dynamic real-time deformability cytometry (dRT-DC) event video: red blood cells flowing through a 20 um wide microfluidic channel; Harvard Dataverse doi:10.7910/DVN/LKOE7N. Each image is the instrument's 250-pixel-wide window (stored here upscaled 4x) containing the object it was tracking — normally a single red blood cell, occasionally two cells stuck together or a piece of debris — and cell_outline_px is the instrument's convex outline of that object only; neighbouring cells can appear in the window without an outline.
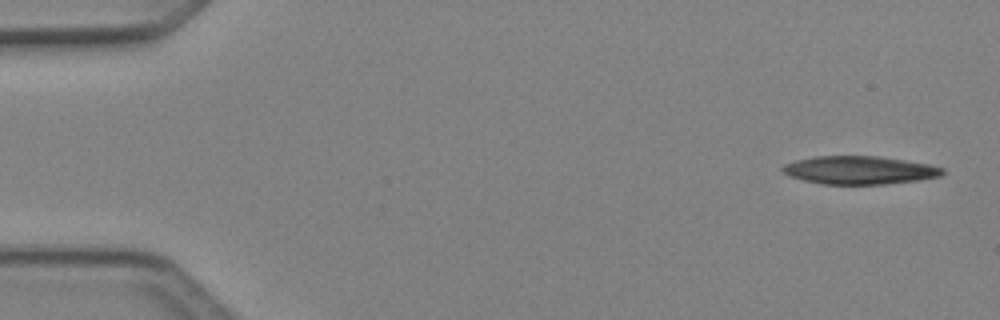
{"species": "Egyptian fruit bat (a non-hibernating species)", "species_latin": "Rousettus aegyptiacus", "temperature_condition": "cold", "stored_images_in_passage": 7, "camera_frame_rate_fps": 3000, "um_per_image_px": 0.085, "animal": {"sex": "female"}, "frame": {"image": 1, "passage_image": 1, "time_ms": 0.0, "image_size_px": [1000, 320], "cell_outline_px": [[944, 172], [940, 176], [916, 180], [884, 184], [824, 184], [804, 180], [792, 176], [784, 172], [780, 168], [784, 164], [796, 160], [816, 156], [876, 156], [904, 160], [928, 164], [944, 168]], "centroid_in_image_um": [73.05, 14.46], "position_along_channel_um": 12.0, "area_um2": 25.89}}
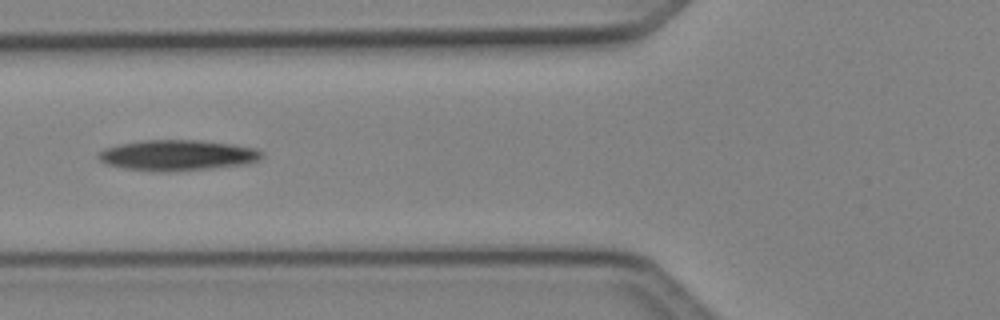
{"frame": {"image": 2, "passage_image": 6, "time_ms": 1.667, "image_size_px": [1000, 320], "cell_outline_px": [[264, 156], [256, 160], [244, 164], [212, 168], [168, 172], [152, 172], [124, 168], [108, 164], [100, 160], [96, 156], [104, 148], [120, 144], [140, 140], [200, 140], [232, 144], [256, 148], [264, 152]], "centroid_in_image_um": [15.07, 13.2], "position_along_channel_um": 110.7, "area_um2": 29.3}}
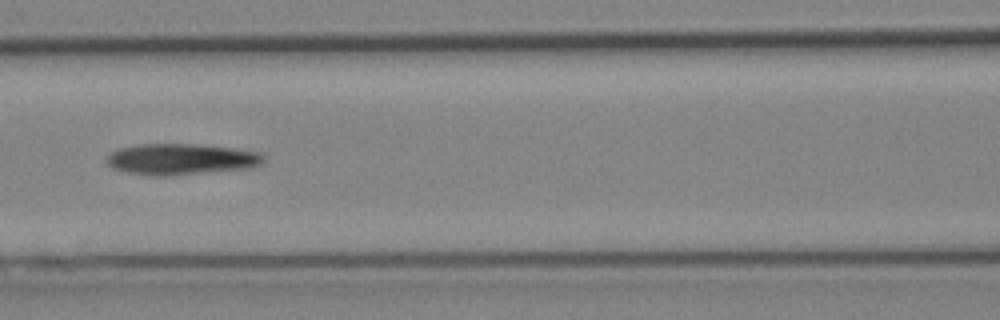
{"frame": {"image": 3, "passage_image": 7, "time_ms": 2.0, "image_size_px": [1000, 320], "cell_outline_px": [[264, 160], [260, 164], [248, 168], [164, 176], [152, 176], [128, 172], [112, 168], [104, 160], [112, 152], [120, 148], [136, 144], [196, 144], [236, 148], [264, 152]], "centroid_in_image_um": [15.4, 13.52], "position_along_channel_um": 151.2, "area_um2": 28.5}}